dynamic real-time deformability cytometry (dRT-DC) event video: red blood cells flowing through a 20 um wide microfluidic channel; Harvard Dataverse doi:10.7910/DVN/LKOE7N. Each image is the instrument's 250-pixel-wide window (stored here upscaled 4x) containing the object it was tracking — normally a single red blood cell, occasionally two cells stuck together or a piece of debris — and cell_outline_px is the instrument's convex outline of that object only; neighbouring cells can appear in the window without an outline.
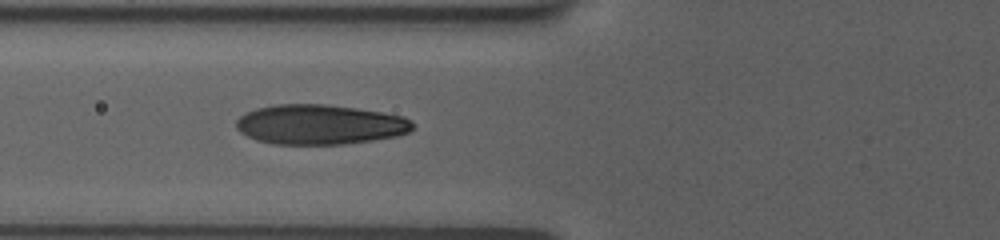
{"species": "human", "species_latin": "Homo sapiens", "temperature_condition": "room temperature", "stored_images_in_passage": 39, "camera_frame_rate_fps": 3000, "um_per_image_px": 0.085, "donor": {"sex": "female"}, "frame": {"image": 1, "passage_image": 16, "time_ms": 7.333, "image_size_px": [1000, 240], "cell_outline_px": [[412, 128], [408, 132], [396, 136], [372, 140], [344, 144], [272, 144], [256, 140], [240, 132], [236, 128], [236, 120], [240, 116], [256, 108], [276, 104], [324, 104], [356, 108], [404, 116], [412, 120]], "centroid_in_image_um": [27.16, 10.58], "position_along_channel_um": 98.6, "area_um2": 40.92}}
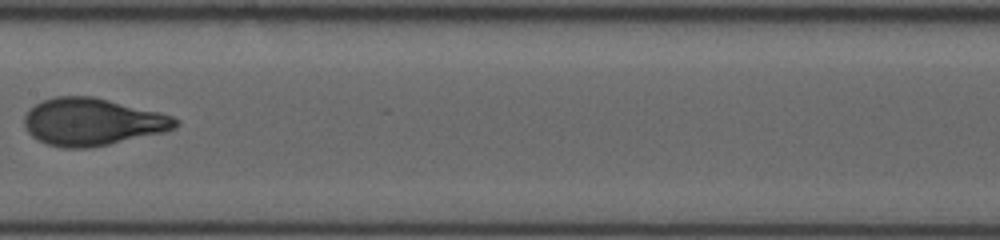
{"frame": {"image": 2, "passage_image": 25, "time_ms": 10.0, "image_size_px": [1000, 240], "cell_outline_px": [[180, 124], [176, 128], [164, 132], [92, 148], [64, 148], [48, 144], [32, 136], [28, 132], [24, 124], [24, 116], [36, 104], [44, 100], [56, 96], [92, 96], [160, 112], [172, 116], [180, 120]], "centroid_in_image_um": [7.89, 10.36], "position_along_channel_um": 199.5, "area_um2": 41.62}}
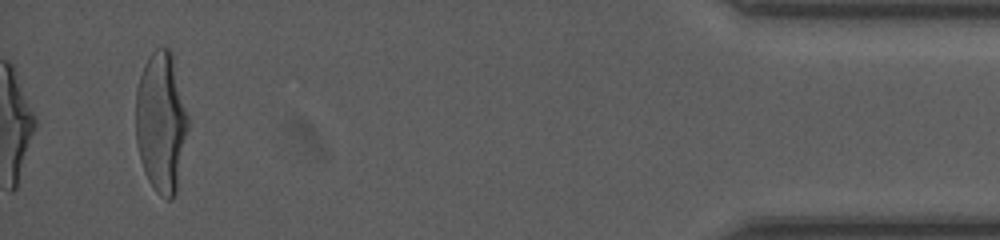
{"frame": {"image": 3, "passage_image": 39, "time_ms": 17.667, "image_size_px": [1000, 240], "cell_outline_px": [[188, 128], [176, 192], [172, 200], [168, 200], [160, 196], [156, 192], [148, 180], [144, 172], [140, 160], [136, 140], [136, 88], [144, 64], [148, 56], [156, 48], [168, 48], [172, 52], [188, 116]], "centroid_in_image_um": [13.69, 10.39], "position_along_channel_um": 421.5, "area_um2": 42.89}, "authors_computed_cell_mechanics": {"area_um2": 40.4022, "velocity_mm_per_s": 3.7475, "shape_relaxation_time_tau1_ms": 4.4554, "shape_relaxation_time_tau2_ms": null, "deformation_change_tau1": 0.2066, "deformation_change_tau2": null}}